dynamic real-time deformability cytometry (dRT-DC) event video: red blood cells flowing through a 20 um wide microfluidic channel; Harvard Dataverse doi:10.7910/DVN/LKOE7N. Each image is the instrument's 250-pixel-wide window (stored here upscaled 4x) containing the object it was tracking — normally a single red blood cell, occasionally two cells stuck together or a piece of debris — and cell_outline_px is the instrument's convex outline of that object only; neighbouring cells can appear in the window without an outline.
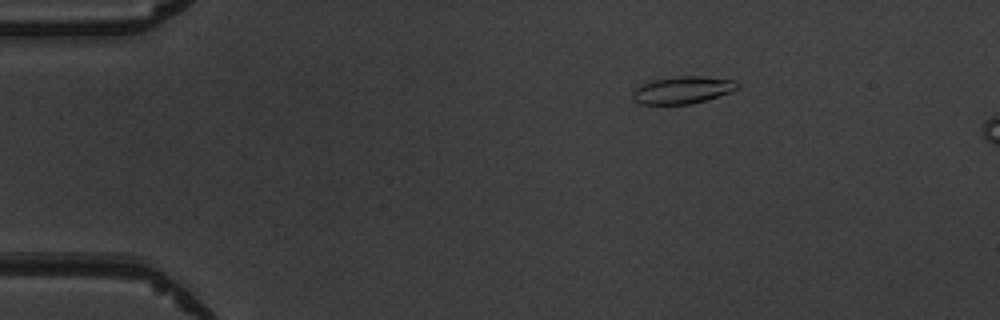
{"species": "common noctule bat (a hibernating species)", "species_latin": "Nyctalus noctula", "temperature_condition": "warm", "stored_images_in_passage": 4, "camera_frame_rate_fps": 3000, "um_per_image_px": 0.085, "animal": {"sex": "male", "body_mass_g": 19.5, "forearm_length_mm": 54.6}, "frame": {"image": 1, "passage_image": 2, "time_ms": 1.333, "image_size_px": [1000, 320], "cell_outline_px": [[740, 84], [732, 92], [692, 104], [640, 104], [632, 96], [632, 92], [636, 88], [652, 80], [676, 76], [704, 76], [736, 80]], "centroid_in_image_um": [58.06, 7.64], "position_along_channel_um": 26.9, "area_um2": 16.65}}